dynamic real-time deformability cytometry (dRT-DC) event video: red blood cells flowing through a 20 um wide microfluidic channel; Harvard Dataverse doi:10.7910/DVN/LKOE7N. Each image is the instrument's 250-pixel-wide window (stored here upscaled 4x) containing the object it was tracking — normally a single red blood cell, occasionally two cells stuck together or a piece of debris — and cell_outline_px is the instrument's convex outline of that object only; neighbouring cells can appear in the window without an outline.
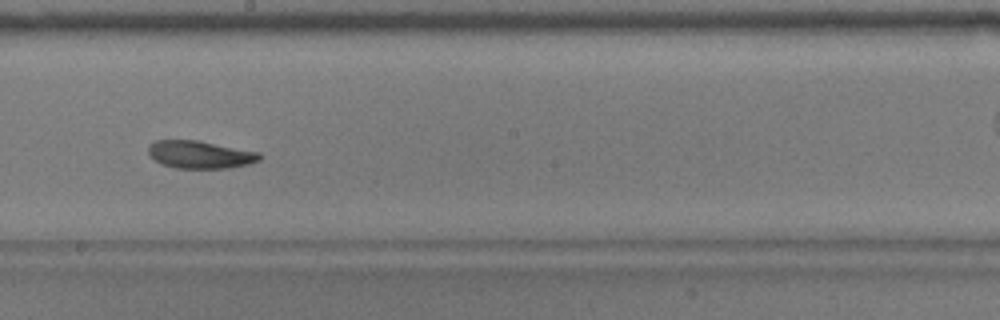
{"species": "common noctule bat (a hibernating species)", "species_latin": "Nyctalus noctula", "temperature_condition": "warm", "stored_images_in_passage": 48, "camera_frame_rate_fps": 3000, "um_per_image_px": 0.085, "animal": {"sex": "male", "body_mass_g": 17.9}, "frame": {"image": 1, "passage_image": 29, "time_ms": 9.333, "image_size_px": [1000, 320], "cell_outline_px": [[260, 160], [248, 164], [228, 168], [176, 168], [160, 164], [148, 152], [148, 144], [156, 140], [196, 140], [260, 152]], "centroid_in_image_um": [16.99, 13.14], "position_along_channel_um": 231.2, "area_um2": 17.86}, "authors_computed_cell_mechanics": {"area_um2": 18.1203, "velocity_mm_per_s": 3.6556, "shape_relaxation_time_tau1_ms": 5.4293, "shape_relaxation_time_tau2_ms": 3.6199, "deformation_change_tau1": 0.1525, "deformation_change_tau2": 0.0968}}